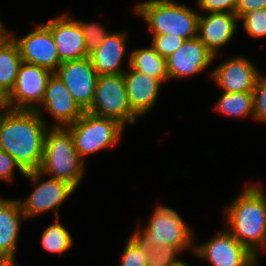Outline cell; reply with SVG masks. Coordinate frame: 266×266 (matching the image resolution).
<instances>
[{"label":"cell","instance_id":"obj_3","mask_svg":"<svg viewBox=\"0 0 266 266\" xmlns=\"http://www.w3.org/2000/svg\"><path fill=\"white\" fill-rule=\"evenodd\" d=\"M85 162L76 151L72 134L66 127H53L46 130L41 165L43 175L67 182L75 189L83 179Z\"/></svg>","mask_w":266,"mask_h":266},{"label":"cell","instance_id":"obj_28","mask_svg":"<svg viewBox=\"0 0 266 266\" xmlns=\"http://www.w3.org/2000/svg\"><path fill=\"white\" fill-rule=\"evenodd\" d=\"M77 22L83 32L88 54L97 49L110 33L97 23H86L80 20Z\"/></svg>","mask_w":266,"mask_h":266},{"label":"cell","instance_id":"obj_22","mask_svg":"<svg viewBox=\"0 0 266 266\" xmlns=\"http://www.w3.org/2000/svg\"><path fill=\"white\" fill-rule=\"evenodd\" d=\"M141 73L157 78L161 83L169 80L166 59L160 56L151 45L132 51L128 58V66Z\"/></svg>","mask_w":266,"mask_h":266},{"label":"cell","instance_id":"obj_26","mask_svg":"<svg viewBox=\"0 0 266 266\" xmlns=\"http://www.w3.org/2000/svg\"><path fill=\"white\" fill-rule=\"evenodd\" d=\"M148 263L144 245L132 234L124 247L121 266H146Z\"/></svg>","mask_w":266,"mask_h":266},{"label":"cell","instance_id":"obj_7","mask_svg":"<svg viewBox=\"0 0 266 266\" xmlns=\"http://www.w3.org/2000/svg\"><path fill=\"white\" fill-rule=\"evenodd\" d=\"M87 112L115 119L123 126L136 122L138 116L129 105L123 73L98 76L94 98Z\"/></svg>","mask_w":266,"mask_h":266},{"label":"cell","instance_id":"obj_4","mask_svg":"<svg viewBox=\"0 0 266 266\" xmlns=\"http://www.w3.org/2000/svg\"><path fill=\"white\" fill-rule=\"evenodd\" d=\"M153 35L175 34L185 40L198 35L200 14L171 0H148L134 7Z\"/></svg>","mask_w":266,"mask_h":266},{"label":"cell","instance_id":"obj_1","mask_svg":"<svg viewBox=\"0 0 266 266\" xmlns=\"http://www.w3.org/2000/svg\"><path fill=\"white\" fill-rule=\"evenodd\" d=\"M0 115V150L10 154L25 172L39 169L49 126L35 110L5 108Z\"/></svg>","mask_w":266,"mask_h":266},{"label":"cell","instance_id":"obj_8","mask_svg":"<svg viewBox=\"0 0 266 266\" xmlns=\"http://www.w3.org/2000/svg\"><path fill=\"white\" fill-rule=\"evenodd\" d=\"M42 173L38 170L26 172V177L35 186L28 198L20 201L25 219L38 216L41 213L48 212L54 208L56 218H60L58 209L61 204L69 197L75 188L67 182L49 177L44 182H40Z\"/></svg>","mask_w":266,"mask_h":266},{"label":"cell","instance_id":"obj_25","mask_svg":"<svg viewBox=\"0 0 266 266\" xmlns=\"http://www.w3.org/2000/svg\"><path fill=\"white\" fill-rule=\"evenodd\" d=\"M133 235L144 245L149 262L160 266H174L180 260L176 257L179 253H182L178 247L169 245L163 247L152 246L144 243L135 233Z\"/></svg>","mask_w":266,"mask_h":266},{"label":"cell","instance_id":"obj_20","mask_svg":"<svg viewBox=\"0 0 266 266\" xmlns=\"http://www.w3.org/2000/svg\"><path fill=\"white\" fill-rule=\"evenodd\" d=\"M126 33H109L97 49L89 54L97 75L122 74L126 51Z\"/></svg>","mask_w":266,"mask_h":266},{"label":"cell","instance_id":"obj_23","mask_svg":"<svg viewBox=\"0 0 266 266\" xmlns=\"http://www.w3.org/2000/svg\"><path fill=\"white\" fill-rule=\"evenodd\" d=\"M218 100L216 110L230 117L254 119V92H224Z\"/></svg>","mask_w":266,"mask_h":266},{"label":"cell","instance_id":"obj_14","mask_svg":"<svg viewBox=\"0 0 266 266\" xmlns=\"http://www.w3.org/2000/svg\"><path fill=\"white\" fill-rule=\"evenodd\" d=\"M257 69L250 59L238 56L216 66L210 75L224 92H253L261 75Z\"/></svg>","mask_w":266,"mask_h":266},{"label":"cell","instance_id":"obj_29","mask_svg":"<svg viewBox=\"0 0 266 266\" xmlns=\"http://www.w3.org/2000/svg\"><path fill=\"white\" fill-rule=\"evenodd\" d=\"M184 41V38L175 34L153 35L152 46L160 56L166 59L178 50Z\"/></svg>","mask_w":266,"mask_h":266},{"label":"cell","instance_id":"obj_9","mask_svg":"<svg viewBox=\"0 0 266 266\" xmlns=\"http://www.w3.org/2000/svg\"><path fill=\"white\" fill-rule=\"evenodd\" d=\"M52 74L53 72L44 67L22 62L14 88L5 97L6 108L35 110L43 100Z\"/></svg>","mask_w":266,"mask_h":266},{"label":"cell","instance_id":"obj_30","mask_svg":"<svg viewBox=\"0 0 266 266\" xmlns=\"http://www.w3.org/2000/svg\"><path fill=\"white\" fill-rule=\"evenodd\" d=\"M254 120L266 122V76L260 75L254 89Z\"/></svg>","mask_w":266,"mask_h":266},{"label":"cell","instance_id":"obj_31","mask_svg":"<svg viewBox=\"0 0 266 266\" xmlns=\"http://www.w3.org/2000/svg\"><path fill=\"white\" fill-rule=\"evenodd\" d=\"M198 7L208 13H235L237 0H197Z\"/></svg>","mask_w":266,"mask_h":266},{"label":"cell","instance_id":"obj_27","mask_svg":"<svg viewBox=\"0 0 266 266\" xmlns=\"http://www.w3.org/2000/svg\"><path fill=\"white\" fill-rule=\"evenodd\" d=\"M239 20H242L243 27L250 37L266 36V8L245 12Z\"/></svg>","mask_w":266,"mask_h":266},{"label":"cell","instance_id":"obj_34","mask_svg":"<svg viewBox=\"0 0 266 266\" xmlns=\"http://www.w3.org/2000/svg\"><path fill=\"white\" fill-rule=\"evenodd\" d=\"M0 21V38H6L9 33L6 31L5 25Z\"/></svg>","mask_w":266,"mask_h":266},{"label":"cell","instance_id":"obj_5","mask_svg":"<svg viewBox=\"0 0 266 266\" xmlns=\"http://www.w3.org/2000/svg\"><path fill=\"white\" fill-rule=\"evenodd\" d=\"M66 128L72 134L76 151L85 162V156L116 146L125 127L115 119L83 112L75 123Z\"/></svg>","mask_w":266,"mask_h":266},{"label":"cell","instance_id":"obj_37","mask_svg":"<svg viewBox=\"0 0 266 266\" xmlns=\"http://www.w3.org/2000/svg\"><path fill=\"white\" fill-rule=\"evenodd\" d=\"M174 266H190V265H188L187 263L179 260Z\"/></svg>","mask_w":266,"mask_h":266},{"label":"cell","instance_id":"obj_15","mask_svg":"<svg viewBox=\"0 0 266 266\" xmlns=\"http://www.w3.org/2000/svg\"><path fill=\"white\" fill-rule=\"evenodd\" d=\"M215 56L198 37L185 40L178 50L166 58L168 78L194 76L204 71Z\"/></svg>","mask_w":266,"mask_h":266},{"label":"cell","instance_id":"obj_36","mask_svg":"<svg viewBox=\"0 0 266 266\" xmlns=\"http://www.w3.org/2000/svg\"><path fill=\"white\" fill-rule=\"evenodd\" d=\"M5 108H6L5 97L0 92V109H5Z\"/></svg>","mask_w":266,"mask_h":266},{"label":"cell","instance_id":"obj_12","mask_svg":"<svg viewBox=\"0 0 266 266\" xmlns=\"http://www.w3.org/2000/svg\"><path fill=\"white\" fill-rule=\"evenodd\" d=\"M9 36L17 44L22 62L44 67L55 72L61 61L51 30L43 23L23 37Z\"/></svg>","mask_w":266,"mask_h":266},{"label":"cell","instance_id":"obj_32","mask_svg":"<svg viewBox=\"0 0 266 266\" xmlns=\"http://www.w3.org/2000/svg\"><path fill=\"white\" fill-rule=\"evenodd\" d=\"M16 169H18L22 175H26V172L19 166L10 154L0 150V179L4 181H11L13 179L14 170Z\"/></svg>","mask_w":266,"mask_h":266},{"label":"cell","instance_id":"obj_11","mask_svg":"<svg viewBox=\"0 0 266 266\" xmlns=\"http://www.w3.org/2000/svg\"><path fill=\"white\" fill-rule=\"evenodd\" d=\"M54 73L64 82L80 109L87 112L91 107L98 79L90 57L63 62Z\"/></svg>","mask_w":266,"mask_h":266},{"label":"cell","instance_id":"obj_2","mask_svg":"<svg viewBox=\"0 0 266 266\" xmlns=\"http://www.w3.org/2000/svg\"><path fill=\"white\" fill-rule=\"evenodd\" d=\"M263 190L260 184H249L225 208L226 229L256 257L257 250L266 248V193Z\"/></svg>","mask_w":266,"mask_h":266},{"label":"cell","instance_id":"obj_24","mask_svg":"<svg viewBox=\"0 0 266 266\" xmlns=\"http://www.w3.org/2000/svg\"><path fill=\"white\" fill-rule=\"evenodd\" d=\"M55 221L43 231L41 244L48 252L60 255L73 246V239L68 229L59 223V218Z\"/></svg>","mask_w":266,"mask_h":266},{"label":"cell","instance_id":"obj_10","mask_svg":"<svg viewBox=\"0 0 266 266\" xmlns=\"http://www.w3.org/2000/svg\"><path fill=\"white\" fill-rule=\"evenodd\" d=\"M194 253L212 266H256L257 257L227 229L207 242L194 246Z\"/></svg>","mask_w":266,"mask_h":266},{"label":"cell","instance_id":"obj_19","mask_svg":"<svg viewBox=\"0 0 266 266\" xmlns=\"http://www.w3.org/2000/svg\"><path fill=\"white\" fill-rule=\"evenodd\" d=\"M22 218L25 215L19 200L0 197V258L15 262Z\"/></svg>","mask_w":266,"mask_h":266},{"label":"cell","instance_id":"obj_21","mask_svg":"<svg viewBox=\"0 0 266 266\" xmlns=\"http://www.w3.org/2000/svg\"><path fill=\"white\" fill-rule=\"evenodd\" d=\"M21 63L18 46L8 35L0 43V92L4 97L14 88Z\"/></svg>","mask_w":266,"mask_h":266},{"label":"cell","instance_id":"obj_6","mask_svg":"<svg viewBox=\"0 0 266 266\" xmlns=\"http://www.w3.org/2000/svg\"><path fill=\"white\" fill-rule=\"evenodd\" d=\"M143 230L138 228L134 233L146 244L157 247L169 245L178 247L182 252L187 249L194 252L193 232L173 208L163 205L156 207Z\"/></svg>","mask_w":266,"mask_h":266},{"label":"cell","instance_id":"obj_17","mask_svg":"<svg viewBox=\"0 0 266 266\" xmlns=\"http://www.w3.org/2000/svg\"><path fill=\"white\" fill-rule=\"evenodd\" d=\"M238 20L237 14L230 12L200 14L197 37L216 57L219 49L233 38Z\"/></svg>","mask_w":266,"mask_h":266},{"label":"cell","instance_id":"obj_35","mask_svg":"<svg viewBox=\"0 0 266 266\" xmlns=\"http://www.w3.org/2000/svg\"><path fill=\"white\" fill-rule=\"evenodd\" d=\"M14 262L5 258H0V266H11Z\"/></svg>","mask_w":266,"mask_h":266},{"label":"cell","instance_id":"obj_33","mask_svg":"<svg viewBox=\"0 0 266 266\" xmlns=\"http://www.w3.org/2000/svg\"><path fill=\"white\" fill-rule=\"evenodd\" d=\"M266 8V0H237L235 13L240 18L245 12Z\"/></svg>","mask_w":266,"mask_h":266},{"label":"cell","instance_id":"obj_38","mask_svg":"<svg viewBox=\"0 0 266 266\" xmlns=\"http://www.w3.org/2000/svg\"><path fill=\"white\" fill-rule=\"evenodd\" d=\"M146 266H160V265L149 262Z\"/></svg>","mask_w":266,"mask_h":266},{"label":"cell","instance_id":"obj_18","mask_svg":"<svg viewBox=\"0 0 266 266\" xmlns=\"http://www.w3.org/2000/svg\"><path fill=\"white\" fill-rule=\"evenodd\" d=\"M128 69L130 70L123 73L127 98L132 111L140 117L156 104L161 82L148 74L134 70L130 65Z\"/></svg>","mask_w":266,"mask_h":266},{"label":"cell","instance_id":"obj_16","mask_svg":"<svg viewBox=\"0 0 266 266\" xmlns=\"http://www.w3.org/2000/svg\"><path fill=\"white\" fill-rule=\"evenodd\" d=\"M45 25L51 30L61 63L89 56L77 19L63 14Z\"/></svg>","mask_w":266,"mask_h":266},{"label":"cell","instance_id":"obj_13","mask_svg":"<svg viewBox=\"0 0 266 266\" xmlns=\"http://www.w3.org/2000/svg\"><path fill=\"white\" fill-rule=\"evenodd\" d=\"M42 106L56 120L53 127H66L73 124L83 114L64 82L55 73L50 76L43 100L40 106L35 109L40 116H43L42 110H40L43 109Z\"/></svg>","mask_w":266,"mask_h":266}]
</instances>
